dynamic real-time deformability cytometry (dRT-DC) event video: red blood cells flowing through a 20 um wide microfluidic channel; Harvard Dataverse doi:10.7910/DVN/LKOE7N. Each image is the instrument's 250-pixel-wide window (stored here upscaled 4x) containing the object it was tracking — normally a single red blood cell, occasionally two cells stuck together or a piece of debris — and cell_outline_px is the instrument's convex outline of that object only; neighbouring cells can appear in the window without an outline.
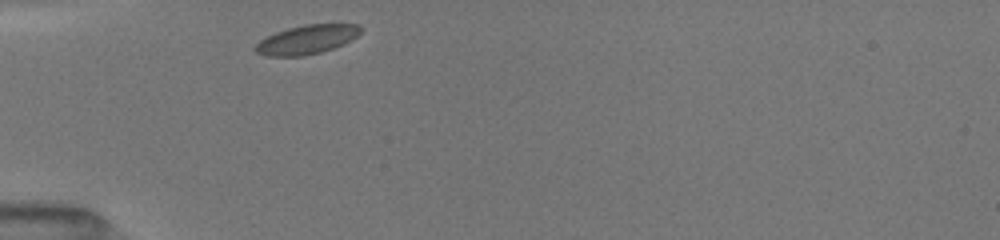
{"species": "common noctule bat (a hibernating species)", "species_latin": "Nyctalus noctula", "temperature_condition": "room temperature", "stored_images_in_passage": 46, "camera_frame_rate_fps": 3000, "um_per_image_px": 0.085, "animal": {"sex": "female", "body_mass_g": 19.5, "forearm_length_mm": 54.1}, "frame": {"image": 1, "passage_image": 1, "time_ms": 0.0, "image_size_px": [1000, 240], "cell_outline_px": [[364, 28], [352, 40], [344, 44], [320, 52], [304, 56], [268, 56], [256, 52], [252, 48], [260, 40], [276, 32], [288, 28], [304, 24], [360, 24]], "centroid_in_image_um": [26.1, 3.36], "position_along_channel_um": 58.9, "area_um2": 17.86}}
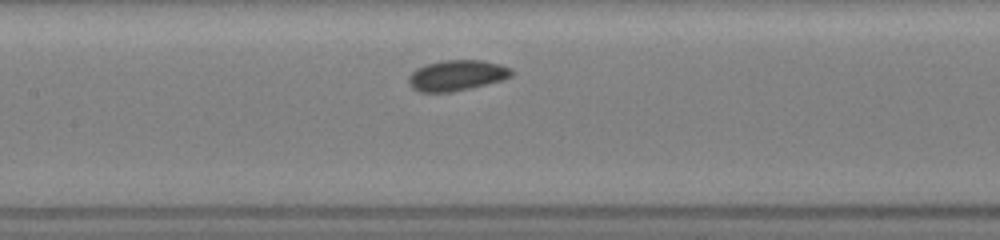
{"frame": {"image": 2, "passage_image": 19, "time_ms": 3.0, "image_size_px": [1000, 240], "cell_outline_px": [[512, 76], [500, 80], [452, 92], [420, 92], [412, 88], [408, 84], [408, 76], [416, 68], [440, 60], [480, 60], [500, 64], [512, 68]], "centroid_in_image_um": [38.79, 6.4], "position_along_channel_um": 168.6, "area_um2": 18.26}}
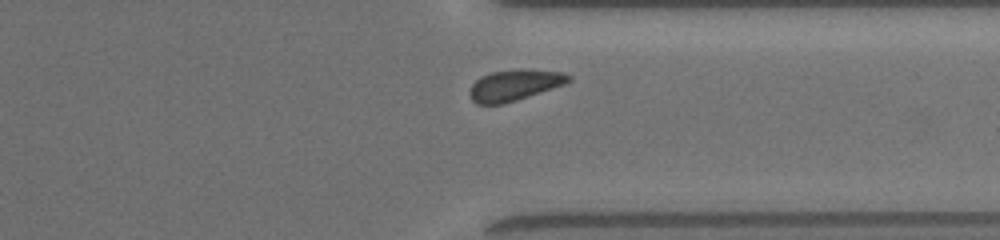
{"frame": {"image": 3, "passage_image": 43, "time_ms": 8.0, "image_size_px": [1000, 240], "cell_outline_px": [[572, 80], [564, 84], [504, 104], [476, 104], [472, 100], [468, 92], [472, 84], [480, 76], [492, 72], [528, 68], [564, 72], [572, 76]], "centroid_in_image_um": [43.74, 7.22], "position_along_channel_um": 367.7, "area_um2": 17.98}, "authors_computed_cell_mechanics": {"area_um2": 18.1492, "velocity_mm_per_s": 3.9763, "shape_relaxation_time_tau1_ms": 0.5756, "shape_relaxation_time_tau2_ms": null, "deformation_change_tau1": 0.0584, "deformation_change_tau2": null}}